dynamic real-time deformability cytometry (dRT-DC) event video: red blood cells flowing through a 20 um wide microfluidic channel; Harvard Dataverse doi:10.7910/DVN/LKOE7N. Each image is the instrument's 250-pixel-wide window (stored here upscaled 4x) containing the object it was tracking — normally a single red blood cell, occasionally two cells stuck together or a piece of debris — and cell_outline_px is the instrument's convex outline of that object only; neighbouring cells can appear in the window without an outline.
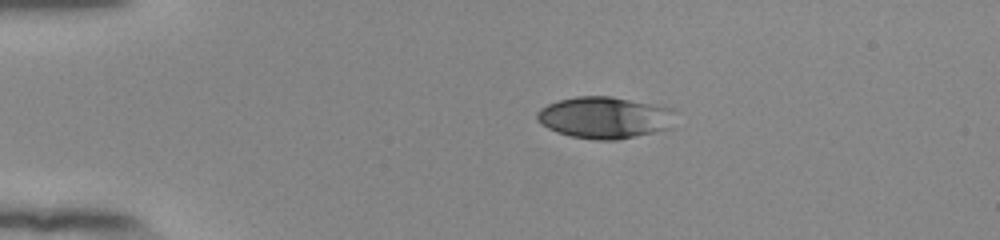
{"species": "human", "species_latin": "Homo sapiens", "temperature_condition": "room temperature", "stored_images_in_passage": 43, "camera_frame_rate_fps": 3000, "um_per_image_px": 0.085, "donor": {"sex": "female"}, "frame": {"image": 1, "passage_image": 1, "time_ms": 0.0, "image_size_px": [1000, 240], "cell_outline_px": [[676, 108], [672, 128], [616, 140], [596, 140], [572, 136], [556, 132], [540, 124], [536, 120], [536, 112], [540, 108], [548, 104], [560, 100], [576, 96], [612, 96]], "centroid_in_image_um": [51.42, 9.98], "position_along_channel_um": 33.6, "area_um2": 33.99}}
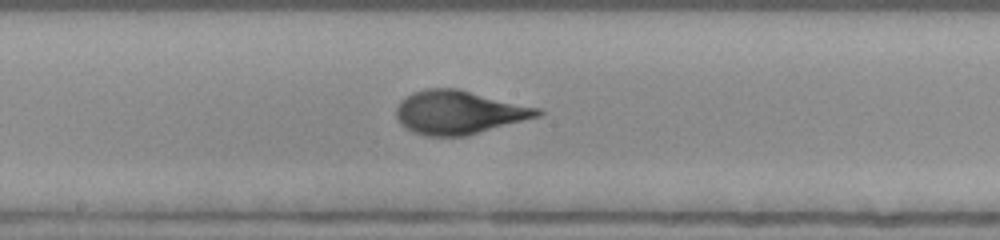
{"frame": {"image": 2, "passage_image": 19, "time_ms": 6.0, "image_size_px": [1000, 240], "cell_outline_px": [[544, 112], [540, 116], [464, 136], [424, 136], [412, 132], [404, 128], [400, 124], [396, 116], [396, 108], [400, 100], [412, 92], [428, 88], [456, 88], [540, 108]], "centroid_in_image_um": [38.96, 9.55], "position_along_channel_um": 209.2, "area_um2": 35.84}}
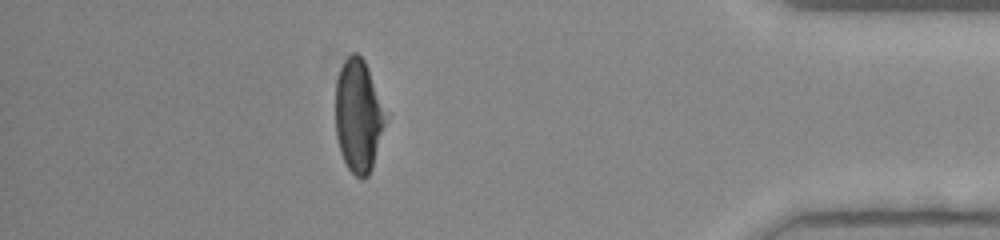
{"frame": {"image": 3, "passage_image": 37, "time_ms": 12.0, "image_size_px": [1000, 240], "cell_outline_px": [[384, 124], [372, 168], [368, 176], [356, 176], [348, 168], [340, 152], [336, 136], [336, 80], [340, 68], [344, 60], [352, 52], [356, 52], [364, 60], [368, 68], [384, 120]], "centroid_in_image_um": [30.39, 9.84], "position_along_channel_um": 404.8, "area_um2": 31.56}, "authors_computed_cell_mechanics": {"area_um2": 34.4488, "velocity_mm_per_s": 3.8989, "shape_relaxation_time_tau1_ms": 4.5657, "shape_relaxation_time_tau2_ms": null, "deformation_change_tau1": 0.2375, "deformation_change_tau2": null}}